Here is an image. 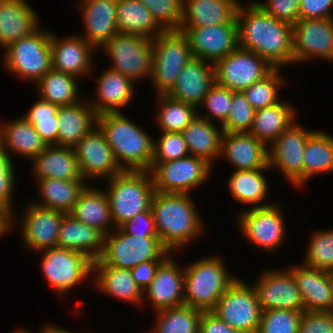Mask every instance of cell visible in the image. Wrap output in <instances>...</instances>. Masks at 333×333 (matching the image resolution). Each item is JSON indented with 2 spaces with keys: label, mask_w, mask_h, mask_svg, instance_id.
Listing matches in <instances>:
<instances>
[{
  "label": "cell",
  "mask_w": 333,
  "mask_h": 333,
  "mask_svg": "<svg viewBox=\"0 0 333 333\" xmlns=\"http://www.w3.org/2000/svg\"><path fill=\"white\" fill-rule=\"evenodd\" d=\"M238 47L251 50L274 69L294 65L292 25L267 14L254 0L237 8Z\"/></svg>",
  "instance_id": "1"
},
{
  "label": "cell",
  "mask_w": 333,
  "mask_h": 333,
  "mask_svg": "<svg viewBox=\"0 0 333 333\" xmlns=\"http://www.w3.org/2000/svg\"><path fill=\"white\" fill-rule=\"evenodd\" d=\"M197 206L191 194L155 191L151 212L156 232L171 253H182L190 242L205 232L204 218Z\"/></svg>",
  "instance_id": "2"
},
{
  "label": "cell",
  "mask_w": 333,
  "mask_h": 333,
  "mask_svg": "<svg viewBox=\"0 0 333 333\" xmlns=\"http://www.w3.org/2000/svg\"><path fill=\"white\" fill-rule=\"evenodd\" d=\"M97 126L104 133L123 170H150L154 139L144 127L136 124L123 112L98 115Z\"/></svg>",
  "instance_id": "3"
},
{
  "label": "cell",
  "mask_w": 333,
  "mask_h": 333,
  "mask_svg": "<svg viewBox=\"0 0 333 333\" xmlns=\"http://www.w3.org/2000/svg\"><path fill=\"white\" fill-rule=\"evenodd\" d=\"M219 255H210L184 266V304L211 311L224 291L238 278Z\"/></svg>",
  "instance_id": "4"
},
{
  "label": "cell",
  "mask_w": 333,
  "mask_h": 333,
  "mask_svg": "<svg viewBox=\"0 0 333 333\" xmlns=\"http://www.w3.org/2000/svg\"><path fill=\"white\" fill-rule=\"evenodd\" d=\"M104 181L115 228L137 214L151 210L155 188L149 171L124 170Z\"/></svg>",
  "instance_id": "5"
},
{
  "label": "cell",
  "mask_w": 333,
  "mask_h": 333,
  "mask_svg": "<svg viewBox=\"0 0 333 333\" xmlns=\"http://www.w3.org/2000/svg\"><path fill=\"white\" fill-rule=\"evenodd\" d=\"M42 25L4 49L2 67L20 81L36 83L51 69V29Z\"/></svg>",
  "instance_id": "6"
},
{
  "label": "cell",
  "mask_w": 333,
  "mask_h": 333,
  "mask_svg": "<svg viewBox=\"0 0 333 333\" xmlns=\"http://www.w3.org/2000/svg\"><path fill=\"white\" fill-rule=\"evenodd\" d=\"M152 73L149 82L154 94H167L183 67L193 58L187 36L167 30L152 40Z\"/></svg>",
  "instance_id": "7"
},
{
  "label": "cell",
  "mask_w": 333,
  "mask_h": 333,
  "mask_svg": "<svg viewBox=\"0 0 333 333\" xmlns=\"http://www.w3.org/2000/svg\"><path fill=\"white\" fill-rule=\"evenodd\" d=\"M171 252L160 238H142L125 234L119 227L104 235V249L93 265L131 270L147 261H164Z\"/></svg>",
  "instance_id": "8"
},
{
  "label": "cell",
  "mask_w": 333,
  "mask_h": 333,
  "mask_svg": "<svg viewBox=\"0 0 333 333\" xmlns=\"http://www.w3.org/2000/svg\"><path fill=\"white\" fill-rule=\"evenodd\" d=\"M283 208L277 202L236 212V226L246 241L260 251L274 253L286 242V223ZM239 212V213H238Z\"/></svg>",
  "instance_id": "9"
},
{
  "label": "cell",
  "mask_w": 333,
  "mask_h": 333,
  "mask_svg": "<svg viewBox=\"0 0 333 333\" xmlns=\"http://www.w3.org/2000/svg\"><path fill=\"white\" fill-rule=\"evenodd\" d=\"M40 270L44 279L57 295L67 297L71 289L88 281L93 275L94 261L86 254L73 250L52 247L41 252ZM68 295V296H67Z\"/></svg>",
  "instance_id": "10"
},
{
  "label": "cell",
  "mask_w": 333,
  "mask_h": 333,
  "mask_svg": "<svg viewBox=\"0 0 333 333\" xmlns=\"http://www.w3.org/2000/svg\"><path fill=\"white\" fill-rule=\"evenodd\" d=\"M110 63L108 68L130 78L134 83L150 79L152 73V39L117 33L99 51ZM103 50V51H102Z\"/></svg>",
  "instance_id": "11"
},
{
  "label": "cell",
  "mask_w": 333,
  "mask_h": 333,
  "mask_svg": "<svg viewBox=\"0 0 333 333\" xmlns=\"http://www.w3.org/2000/svg\"><path fill=\"white\" fill-rule=\"evenodd\" d=\"M213 169L203 158L188 155L169 162H152L149 172L155 191L192 194L210 180Z\"/></svg>",
  "instance_id": "12"
},
{
  "label": "cell",
  "mask_w": 333,
  "mask_h": 333,
  "mask_svg": "<svg viewBox=\"0 0 333 333\" xmlns=\"http://www.w3.org/2000/svg\"><path fill=\"white\" fill-rule=\"evenodd\" d=\"M250 284L239 276L211 310L229 327L240 333H257L261 320L262 310Z\"/></svg>",
  "instance_id": "13"
},
{
  "label": "cell",
  "mask_w": 333,
  "mask_h": 333,
  "mask_svg": "<svg viewBox=\"0 0 333 333\" xmlns=\"http://www.w3.org/2000/svg\"><path fill=\"white\" fill-rule=\"evenodd\" d=\"M28 202L23 204L24 210L18 215L19 218L15 212L12 213V230L16 227L20 229L18 232L22 246L36 253L57 247L60 225L66 214Z\"/></svg>",
  "instance_id": "14"
},
{
  "label": "cell",
  "mask_w": 333,
  "mask_h": 333,
  "mask_svg": "<svg viewBox=\"0 0 333 333\" xmlns=\"http://www.w3.org/2000/svg\"><path fill=\"white\" fill-rule=\"evenodd\" d=\"M313 131L298 120L268 145L269 168L279 171L295 189L303 187V153Z\"/></svg>",
  "instance_id": "15"
},
{
  "label": "cell",
  "mask_w": 333,
  "mask_h": 333,
  "mask_svg": "<svg viewBox=\"0 0 333 333\" xmlns=\"http://www.w3.org/2000/svg\"><path fill=\"white\" fill-rule=\"evenodd\" d=\"M216 83L233 92H243L274 68L251 50L237 47L215 64Z\"/></svg>",
  "instance_id": "16"
},
{
  "label": "cell",
  "mask_w": 333,
  "mask_h": 333,
  "mask_svg": "<svg viewBox=\"0 0 333 333\" xmlns=\"http://www.w3.org/2000/svg\"><path fill=\"white\" fill-rule=\"evenodd\" d=\"M294 64L320 58L333 62V18L299 19L292 25Z\"/></svg>",
  "instance_id": "17"
},
{
  "label": "cell",
  "mask_w": 333,
  "mask_h": 333,
  "mask_svg": "<svg viewBox=\"0 0 333 333\" xmlns=\"http://www.w3.org/2000/svg\"><path fill=\"white\" fill-rule=\"evenodd\" d=\"M73 149L81 175L90 184V180H108L124 171L97 125Z\"/></svg>",
  "instance_id": "18"
},
{
  "label": "cell",
  "mask_w": 333,
  "mask_h": 333,
  "mask_svg": "<svg viewBox=\"0 0 333 333\" xmlns=\"http://www.w3.org/2000/svg\"><path fill=\"white\" fill-rule=\"evenodd\" d=\"M261 310L284 309L304 312V304L293 272L288 268L265 269L253 283Z\"/></svg>",
  "instance_id": "19"
},
{
  "label": "cell",
  "mask_w": 333,
  "mask_h": 333,
  "mask_svg": "<svg viewBox=\"0 0 333 333\" xmlns=\"http://www.w3.org/2000/svg\"><path fill=\"white\" fill-rule=\"evenodd\" d=\"M79 33H72L63 37L51 31V68L67 73L82 80L95 71L94 54L97 49L85 41Z\"/></svg>",
  "instance_id": "20"
},
{
  "label": "cell",
  "mask_w": 333,
  "mask_h": 333,
  "mask_svg": "<svg viewBox=\"0 0 333 333\" xmlns=\"http://www.w3.org/2000/svg\"><path fill=\"white\" fill-rule=\"evenodd\" d=\"M189 41L193 58L216 63L238 47L237 24L180 27Z\"/></svg>",
  "instance_id": "21"
},
{
  "label": "cell",
  "mask_w": 333,
  "mask_h": 333,
  "mask_svg": "<svg viewBox=\"0 0 333 333\" xmlns=\"http://www.w3.org/2000/svg\"><path fill=\"white\" fill-rule=\"evenodd\" d=\"M174 255L171 253L157 268L154 279L143 291L142 307L149 301L148 306L156 312L184 304V266L176 263Z\"/></svg>",
  "instance_id": "22"
},
{
  "label": "cell",
  "mask_w": 333,
  "mask_h": 333,
  "mask_svg": "<svg viewBox=\"0 0 333 333\" xmlns=\"http://www.w3.org/2000/svg\"><path fill=\"white\" fill-rule=\"evenodd\" d=\"M76 2V9L80 11L82 23L84 22V31L79 36L99 50L119 33L117 29L118 0H77Z\"/></svg>",
  "instance_id": "23"
},
{
  "label": "cell",
  "mask_w": 333,
  "mask_h": 333,
  "mask_svg": "<svg viewBox=\"0 0 333 333\" xmlns=\"http://www.w3.org/2000/svg\"><path fill=\"white\" fill-rule=\"evenodd\" d=\"M219 158L226 159L233 171L270 169L268 146L249 132H223Z\"/></svg>",
  "instance_id": "24"
},
{
  "label": "cell",
  "mask_w": 333,
  "mask_h": 333,
  "mask_svg": "<svg viewBox=\"0 0 333 333\" xmlns=\"http://www.w3.org/2000/svg\"><path fill=\"white\" fill-rule=\"evenodd\" d=\"M106 68L97 78L95 77V95L93 99L88 100L97 116L103 113L123 112L122 109L134 101L137 90L136 83L130 78Z\"/></svg>",
  "instance_id": "25"
},
{
  "label": "cell",
  "mask_w": 333,
  "mask_h": 333,
  "mask_svg": "<svg viewBox=\"0 0 333 333\" xmlns=\"http://www.w3.org/2000/svg\"><path fill=\"white\" fill-rule=\"evenodd\" d=\"M215 83L214 63L192 58L183 67L167 95L199 109L205 95Z\"/></svg>",
  "instance_id": "26"
},
{
  "label": "cell",
  "mask_w": 333,
  "mask_h": 333,
  "mask_svg": "<svg viewBox=\"0 0 333 333\" xmlns=\"http://www.w3.org/2000/svg\"><path fill=\"white\" fill-rule=\"evenodd\" d=\"M287 267L293 272L305 311H330L333 303V273L301 262Z\"/></svg>",
  "instance_id": "27"
},
{
  "label": "cell",
  "mask_w": 333,
  "mask_h": 333,
  "mask_svg": "<svg viewBox=\"0 0 333 333\" xmlns=\"http://www.w3.org/2000/svg\"><path fill=\"white\" fill-rule=\"evenodd\" d=\"M36 10L27 0H0V46L27 37L41 26Z\"/></svg>",
  "instance_id": "28"
},
{
  "label": "cell",
  "mask_w": 333,
  "mask_h": 333,
  "mask_svg": "<svg viewBox=\"0 0 333 333\" xmlns=\"http://www.w3.org/2000/svg\"><path fill=\"white\" fill-rule=\"evenodd\" d=\"M29 162L35 182L40 179L85 180L72 147L48 145Z\"/></svg>",
  "instance_id": "29"
},
{
  "label": "cell",
  "mask_w": 333,
  "mask_h": 333,
  "mask_svg": "<svg viewBox=\"0 0 333 333\" xmlns=\"http://www.w3.org/2000/svg\"><path fill=\"white\" fill-rule=\"evenodd\" d=\"M0 146L12 157L31 161L48 145L24 117L0 120ZM14 156V158H13ZM18 156V157H17Z\"/></svg>",
  "instance_id": "30"
},
{
  "label": "cell",
  "mask_w": 333,
  "mask_h": 333,
  "mask_svg": "<svg viewBox=\"0 0 333 333\" xmlns=\"http://www.w3.org/2000/svg\"><path fill=\"white\" fill-rule=\"evenodd\" d=\"M93 285L100 294L142 308L143 291L133 279L131 270L108 265H93Z\"/></svg>",
  "instance_id": "31"
},
{
  "label": "cell",
  "mask_w": 333,
  "mask_h": 333,
  "mask_svg": "<svg viewBox=\"0 0 333 333\" xmlns=\"http://www.w3.org/2000/svg\"><path fill=\"white\" fill-rule=\"evenodd\" d=\"M271 169H255L232 171L228 177L227 188L232 198L241 206L264 207L273 204L270 202L271 187L265 176ZM248 205V206H247Z\"/></svg>",
  "instance_id": "32"
},
{
  "label": "cell",
  "mask_w": 333,
  "mask_h": 333,
  "mask_svg": "<svg viewBox=\"0 0 333 333\" xmlns=\"http://www.w3.org/2000/svg\"><path fill=\"white\" fill-rule=\"evenodd\" d=\"M239 0H183L181 27L237 24Z\"/></svg>",
  "instance_id": "33"
},
{
  "label": "cell",
  "mask_w": 333,
  "mask_h": 333,
  "mask_svg": "<svg viewBox=\"0 0 333 333\" xmlns=\"http://www.w3.org/2000/svg\"><path fill=\"white\" fill-rule=\"evenodd\" d=\"M57 146L74 147L97 125V115L88 99L74 105L59 106Z\"/></svg>",
  "instance_id": "34"
},
{
  "label": "cell",
  "mask_w": 333,
  "mask_h": 333,
  "mask_svg": "<svg viewBox=\"0 0 333 333\" xmlns=\"http://www.w3.org/2000/svg\"><path fill=\"white\" fill-rule=\"evenodd\" d=\"M57 247L84 253L96 261L104 249V234L66 214L60 225Z\"/></svg>",
  "instance_id": "35"
},
{
  "label": "cell",
  "mask_w": 333,
  "mask_h": 333,
  "mask_svg": "<svg viewBox=\"0 0 333 333\" xmlns=\"http://www.w3.org/2000/svg\"><path fill=\"white\" fill-rule=\"evenodd\" d=\"M74 219L94 227L104 235L115 229L106 193L88 184L69 213Z\"/></svg>",
  "instance_id": "36"
},
{
  "label": "cell",
  "mask_w": 333,
  "mask_h": 333,
  "mask_svg": "<svg viewBox=\"0 0 333 333\" xmlns=\"http://www.w3.org/2000/svg\"><path fill=\"white\" fill-rule=\"evenodd\" d=\"M298 109L288 100L255 111L249 131L258 140L270 145L279 135L298 120Z\"/></svg>",
  "instance_id": "37"
},
{
  "label": "cell",
  "mask_w": 333,
  "mask_h": 333,
  "mask_svg": "<svg viewBox=\"0 0 333 333\" xmlns=\"http://www.w3.org/2000/svg\"><path fill=\"white\" fill-rule=\"evenodd\" d=\"M190 155L203 158L214 167L219 159L221 125L197 116L182 132Z\"/></svg>",
  "instance_id": "38"
},
{
  "label": "cell",
  "mask_w": 333,
  "mask_h": 333,
  "mask_svg": "<svg viewBox=\"0 0 333 333\" xmlns=\"http://www.w3.org/2000/svg\"><path fill=\"white\" fill-rule=\"evenodd\" d=\"M38 199L34 204L69 214L82 191L89 184L86 180L40 179L36 181Z\"/></svg>",
  "instance_id": "39"
},
{
  "label": "cell",
  "mask_w": 333,
  "mask_h": 333,
  "mask_svg": "<svg viewBox=\"0 0 333 333\" xmlns=\"http://www.w3.org/2000/svg\"><path fill=\"white\" fill-rule=\"evenodd\" d=\"M117 29L122 34L139 35L152 40L165 31L140 0H118Z\"/></svg>",
  "instance_id": "40"
},
{
  "label": "cell",
  "mask_w": 333,
  "mask_h": 333,
  "mask_svg": "<svg viewBox=\"0 0 333 333\" xmlns=\"http://www.w3.org/2000/svg\"><path fill=\"white\" fill-rule=\"evenodd\" d=\"M78 81L79 79L73 75L51 68L33 86L38 92L37 98L58 106H69L83 100Z\"/></svg>",
  "instance_id": "41"
},
{
  "label": "cell",
  "mask_w": 333,
  "mask_h": 333,
  "mask_svg": "<svg viewBox=\"0 0 333 333\" xmlns=\"http://www.w3.org/2000/svg\"><path fill=\"white\" fill-rule=\"evenodd\" d=\"M333 172V136L314 130L308 137L303 153V188L315 175Z\"/></svg>",
  "instance_id": "42"
},
{
  "label": "cell",
  "mask_w": 333,
  "mask_h": 333,
  "mask_svg": "<svg viewBox=\"0 0 333 333\" xmlns=\"http://www.w3.org/2000/svg\"><path fill=\"white\" fill-rule=\"evenodd\" d=\"M155 98L157 111L153 122L160 132H182L198 116L197 107L167 94L156 95Z\"/></svg>",
  "instance_id": "43"
},
{
  "label": "cell",
  "mask_w": 333,
  "mask_h": 333,
  "mask_svg": "<svg viewBox=\"0 0 333 333\" xmlns=\"http://www.w3.org/2000/svg\"><path fill=\"white\" fill-rule=\"evenodd\" d=\"M153 333H199L203 311L188 305L165 308L156 312Z\"/></svg>",
  "instance_id": "44"
},
{
  "label": "cell",
  "mask_w": 333,
  "mask_h": 333,
  "mask_svg": "<svg viewBox=\"0 0 333 333\" xmlns=\"http://www.w3.org/2000/svg\"><path fill=\"white\" fill-rule=\"evenodd\" d=\"M281 70L273 69L263 79L254 82L243 91L255 111L275 105L283 99L279 92L285 87L287 79L282 76Z\"/></svg>",
  "instance_id": "45"
},
{
  "label": "cell",
  "mask_w": 333,
  "mask_h": 333,
  "mask_svg": "<svg viewBox=\"0 0 333 333\" xmlns=\"http://www.w3.org/2000/svg\"><path fill=\"white\" fill-rule=\"evenodd\" d=\"M59 106L39 98L22 114L47 145H57Z\"/></svg>",
  "instance_id": "46"
},
{
  "label": "cell",
  "mask_w": 333,
  "mask_h": 333,
  "mask_svg": "<svg viewBox=\"0 0 333 333\" xmlns=\"http://www.w3.org/2000/svg\"><path fill=\"white\" fill-rule=\"evenodd\" d=\"M308 242L302 263L333 273V228L314 230Z\"/></svg>",
  "instance_id": "47"
},
{
  "label": "cell",
  "mask_w": 333,
  "mask_h": 333,
  "mask_svg": "<svg viewBox=\"0 0 333 333\" xmlns=\"http://www.w3.org/2000/svg\"><path fill=\"white\" fill-rule=\"evenodd\" d=\"M233 100V91L220 86L215 83L211 89L207 92L204 97L202 104L199 106L200 109L206 110L208 113H200L201 110H198V116L204 119L209 120L210 122L217 123L222 125L229 113L232 106Z\"/></svg>",
  "instance_id": "48"
},
{
  "label": "cell",
  "mask_w": 333,
  "mask_h": 333,
  "mask_svg": "<svg viewBox=\"0 0 333 333\" xmlns=\"http://www.w3.org/2000/svg\"><path fill=\"white\" fill-rule=\"evenodd\" d=\"M303 312L292 310H263L257 333H298Z\"/></svg>",
  "instance_id": "49"
},
{
  "label": "cell",
  "mask_w": 333,
  "mask_h": 333,
  "mask_svg": "<svg viewBox=\"0 0 333 333\" xmlns=\"http://www.w3.org/2000/svg\"><path fill=\"white\" fill-rule=\"evenodd\" d=\"M255 110L243 92H233L232 106L226 121L221 125L225 133L249 132L254 121Z\"/></svg>",
  "instance_id": "50"
},
{
  "label": "cell",
  "mask_w": 333,
  "mask_h": 333,
  "mask_svg": "<svg viewBox=\"0 0 333 333\" xmlns=\"http://www.w3.org/2000/svg\"><path fill=\"white\" fill-rule=\"evenodd\" d=\"M165 30H179L183 22V0H140Z\"/></svg>",
  "instance_id": "51"
},
{
  "label": "cell",
  "mask_w": 333,
  "mask_h": 333,
  "mask_svg": "<svg viewBox=\"0 0 333 333\" xmlns=\"http://www.w3.org/2000/svg\"><path fill=\"white\" fill-rule=\"evenodd\" d=\"M188 155L187 144L181 132H161L153 140L152 162H169Z\"/></svg>",
  "instance_id": "52"
},
{
  "label": "cell",
  "mask_w": 333,
  "mask_h": 333,
  "mask_svg": "<svg viewBox=\"0 0 333 333\" xmlns=\"http://www.w3.org/2000/svg\"><path fill=\"white\" fill-rule=\"evenodd\" d=\"M15 161L0 146V208L9 210L11 213L17 211L14 205V192L17 187V173ZM15 208V209H14Z\"/></svg>",
  "instance_id": "53"
},
{
  "label": "cell",
  "mask_w": 333,
  "mask_h": 333,
  "mask_svg": "<svg viewBox=\"0 0 333 333\" xmlns=\"http://www.w3.org/2000/svg\"><path fill=\"white\" fill-rule=\"evenodd\" d=\"M267 14L294 25L299 20L300 0H254Z\"/></svg>",
  "instance_id": "54"
},
{
  "label": "cell",
  "mask_w": 333,
  "mask_h": 333,
  "mask_svg": "<svg viewBox=\"0 0 333 333\" xmlns=\"http://www.w3.org/2000/svg\"><path fill=\"white\" fill-rule=\"evenodd\" d=\"M298 333H333V313L330 311H304Z\"/></svg>",
  "instance_id": "55"
},
{
  "label": "cell",
  "mask_w": 333,
  "mask_h": 333,
  "mask_svg": "<svg viewBox=\"0 0 333 333\" xmlns=\"http://www.w3.org/2000/svg\"><path fill=\"white\" fill-rule=\"evenodd\" d=\"M119 228L130 236L142 238H159L156 232L154 217L151 210L137 214L135 217L124 222Z\"/></svg>",
  "instance_id": "56"
},
{
  "label": "cell",
  "mask_w": 333,
  "mask_h": 333,
  "mask_svg": "<svg viewBox=\"0 0 333 333\" xmlns=\"http://www.w3.org/2000/svg\"><path fill=\"white\" fill-rule=\"evenodd\" d=\"M333 0H300L299 19L333 18Z\"/></svg>",
  "instance_id": "57"
},
{
  "label": "cell",
  "mask_w": 333,
  "mask_h": 333,
  "mask_svg": "<svg viewBox=\"0 0 333 333\" xmlns=\"http://www.w3.org/2000/svg\"><path fill=\"white\" fill-rule=\"evenodd\" d=\"M163 261H147L131 269L134 281L144 291L155 277L156 270Z\"/></svg>",
  "instance_id": "58"
},
{
  "label": "cell",
  "mask_w": 333,
  "mask_h": 333,
  "mask_svg": "<svg viewBox=\"0 0 333 333\" xmlns=\"http://www.w3.org/2000/svg\"><path fill=\"white\" fill-rule=\"evenodd\" d=\"M199 333H240V332L229 327L223 320H221L211 311H203L199 324Z\"/></svg>",
  "instance_id": "59"
},
{
  "label": "cell",
  "mask_w": 333,
  "mask_h": 333,
  "mask_svg": "<svg viewBox=\"0 0 333 333\" xmlns=\"http://www.w3.org/2000/svg\"><path fill=\"white\" fill-rule=\"evenodd\" d=\"M12 233V213L9 210L0 208V238Z\"/></svg>",
  "instance_id": "60"
},
{
  "label": "cell",
  "mask_w": 333,
  "mask_h": 333,
  "mask_svg": "<svg viewBox=\"0 0 333 333\" xmlns=\"http://www.w3.org/2000/svg\"><path fill=\"white\" fill-rule=\"evenodd\" d=\"M45 325V326H44ZM38 330V333H75L69 329H65L61 326L54 325V323H47L45 324ZM86 333H94V332H89L86 331Z\"/></svg>",
  "instance_id": "61"
},
{
  "label": "cell",
  "mask_w": 333,
  "mask_h": 333,
  "mask_svg": "<svg viewBox=\"0 0 333 333\" xmlns=\"http://www.w3.org/2000/svg\"><path fill=\"white\" fill-rule=\"evenodd\" d=\"M30 328H25L24 326L21 327H16L14 328L13 331H11V333H34V331H31V329L29 330Z\"/></svg>",
  "instance_id": "62"
},
{
  "label": "cell",
  "mask_w": 333,
  "mask_h": 333,
  "mask_svg": "<svg viewBox=\"0 0 333 333\" xmlns=\"http://www.w3.org/2000/svg\"><path fill=\"white\" fill-rule=\"evenodd\" d=\"M135 333H137V332H135ZM138 333H153V332L149 329V330H147V331L143 330V332H142V331H139Z\"/></svg>",
  "instance_id": "63"
},
{
  "label": "cell",
  "mask_w": 333,
  "mask_h": 333,
  "mask_svg": "<svg viewBox=\"0 0 333 333\" xmlns=\"http://www.w3.org/2000/svg\"><path fill=\"white\" fill-rule=\"evenodd\" d=\"M330 312H332V313H333V303H332V306H331V310H330Z\"/></svg>",
  "instance_id": "64"
}]
</instances>
